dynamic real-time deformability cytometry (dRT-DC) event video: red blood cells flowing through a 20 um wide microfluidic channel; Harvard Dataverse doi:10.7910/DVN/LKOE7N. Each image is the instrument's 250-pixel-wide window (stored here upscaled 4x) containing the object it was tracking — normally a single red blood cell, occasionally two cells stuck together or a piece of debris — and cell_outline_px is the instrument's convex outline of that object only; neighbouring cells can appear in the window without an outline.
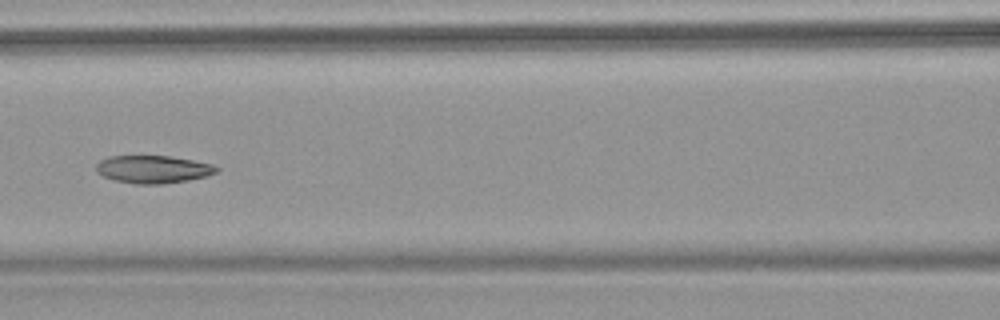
{"species": "common noctule bat (a hibernating species)", "species_latin": "Nyctalus noctula", "temperature_condition": "warm", "stored_images_in_passage": 7, "camera_frame_rate_fps": 3000, "um_per_image_px": 0.085, "animal": {"sex": "female", "body_mass_g": 18.4}, "frame": {"image": 1, "passage_image": 7, "time_ms": 7.0, "image_size_px": [1000, 320], "cell_outline_px": [[220, 168], [216, 172], [208, 176], [188, 180], [160, 184], [132, 184], [116, 180], [104, 176], [96, 172], [96, 164], [100, 160], [108, 156], [168, 156], [192, 160], [212, 164]], "centroid_in_image_um": [13.0, 14.39], "position_along_channel_um": 153.6, "area_um2": 19.42}}